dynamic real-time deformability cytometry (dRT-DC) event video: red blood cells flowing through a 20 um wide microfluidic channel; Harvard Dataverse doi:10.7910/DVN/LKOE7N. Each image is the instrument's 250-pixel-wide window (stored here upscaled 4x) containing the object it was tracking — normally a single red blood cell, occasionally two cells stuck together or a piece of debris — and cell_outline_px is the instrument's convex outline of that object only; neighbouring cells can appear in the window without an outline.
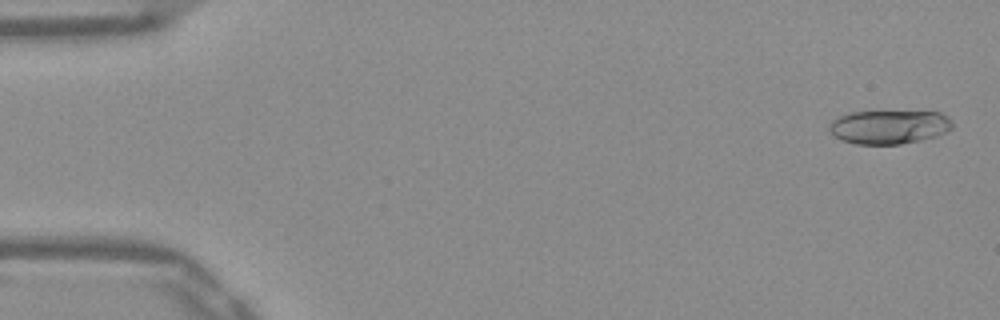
{"species": "Egyptian fruit bat (a non-hibernating species)", "species_latin": "Rousettus aegyptiacus", "temperature_condition": "warm", "stored_images_in_passage": 47, "camera_frame_rate_fps": 3000, "um_per_image_px": 0.085, "frame": {"image": 1, "passage_image": 2, "time_ms": 0.333, "image_size_px": [1000, 320], "cell_outline_px": [[952, 128], [948, 132], [936, 136], [920, 140], [900, 144], [856, 144], [840, 140], [828, 132], [828, 124], [832, 120], [848, 112], [940, 112], [948, 116], [952, 120]], "centroid_in_image_um": [75.55, 10.79], "position_along_channel_um": 9.4, "area_um2": 24.45}}
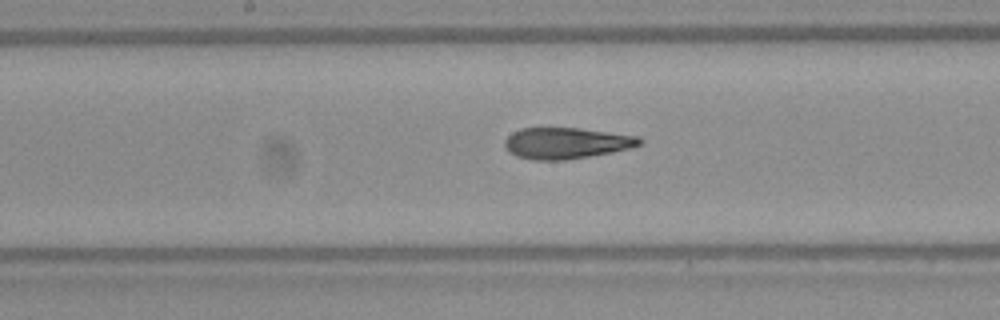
{"frame": {"image": 2, "passage_image": 27, "time_ms": 8.667, "image_size_px": [1000, 320], "cell_outline_px": [[644, 140], [640, 144], [632, 148], [612, 152], [564, 160], [532, 160], [516, 156], [508, 152], [504, 148], [504, 140], [512, 132], [520, 128], [580, 128], [640, 136]], "centroid_in_image_um": [48.12, 12.16], "position_along_channel_um": 200.1, "area_um2": 24.74}}
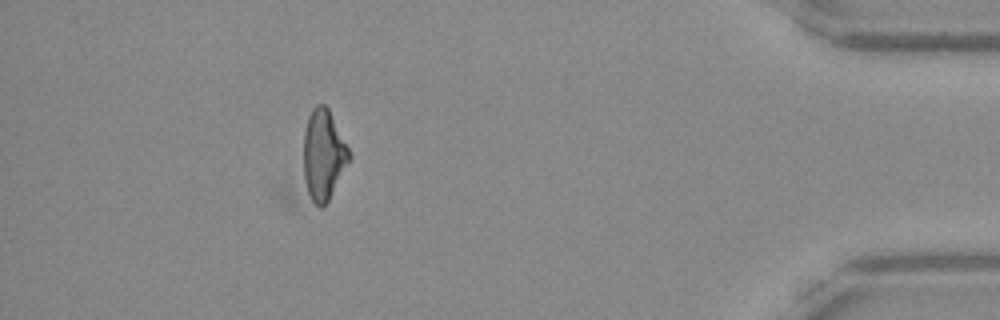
{"frame": {"image": 3, "passage_image": 47, "time_ms": 15.333, "image_size_px": [1000, 320], "cell_outline_px": [[352, 156], [328, 200], [320, 208], [284, 204], [280, 196], [280, 192], [308, 116], [312, 108], [316, 104], [324, 104], [328, 108]], "centroid_in_image_um": [26.87, 13.73], "position_along_channel_um": 408.3, "area_um2": 32.6}, "authors_computed_cell_mechanics": {"area_um2": 24.4494, "velocity_mm_per_s": 3.9017, "shape_relaxation_time_tau1_ms": null, "shape_relaxation_time_tau2_ms": 2.2529, "deformation_change_tau1": null, "deformation_change_tau2": 0.1095}}